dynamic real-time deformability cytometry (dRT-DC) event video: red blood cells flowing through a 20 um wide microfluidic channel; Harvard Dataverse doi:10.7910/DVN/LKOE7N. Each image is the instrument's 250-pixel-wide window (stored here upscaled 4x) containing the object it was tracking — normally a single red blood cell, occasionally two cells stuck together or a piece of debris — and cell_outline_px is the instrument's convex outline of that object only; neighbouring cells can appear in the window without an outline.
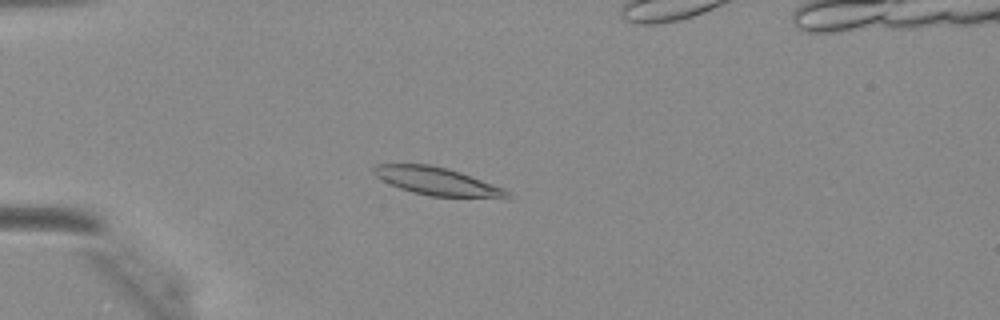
{"species": "Egyptian fruit bat (a non-hibernating species)", "species_latin": "Rousettus aegyptiacus", "temperature_condition": "warm", "stored_images_in_passage": 46, "camera_frame_rate_fps": 3000, "um_per_image_px": 0.085, "animal": {"sex": "female"}, "frame": {"image": 1, "passage_image": 13, "time_ms": 4.0, "image_size_px": [1000, 320], "cell_outline_px": [[512, 196], [504, 200], [428, 196], [412, 192], [400, 188], [376, 176], [372, 172], [372, 168], [376, 164], [428, 164], [460, 172], [504, 188]], "centroid_in_image_um": [37.26, 15.46], "position_along_channel_um": 47.7, "area_um2": 22.08}}
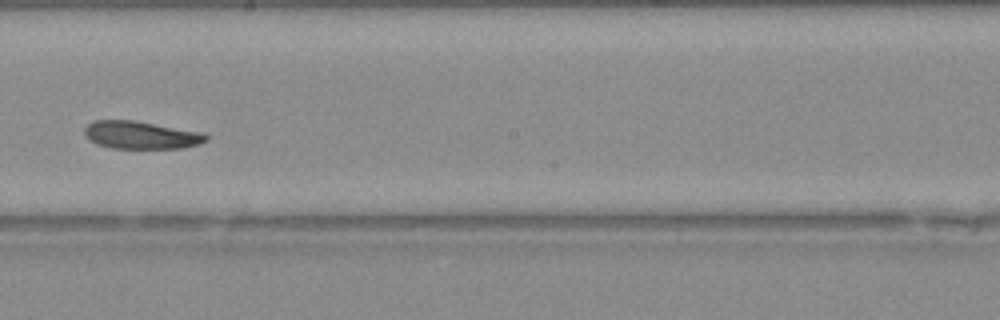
{"frame": {"image": 2, "passage_image": 27, "time_ms": 8.667, "image_size_px": [1000, 320], "cell_outline_px": [[208, 140], [200, 144], [184, 148], [112, 148], [88, 140], [84, 136], [84, 128], [92, 120], [132, 120], [204, 132], [208, 136]], "centroid_in_image_um": [12.0, 11.47], "position_along_channel_um": 236.2, "area_um2": 19.77}}
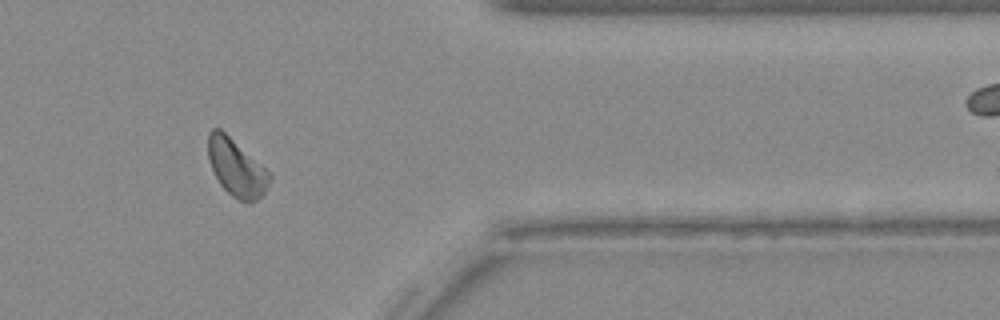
{"frame": {"image": 3, "passage_image": 38, "time_ms": 12.333, "image_size_px": [1000, 320], "cell_outline_px": [[272, 176], [264, 192], [256, 200], [248, 204], [232, 196], [220, 184], [212, 168], [208, 156], [208, 132], [212, 128], [220, 128], [264, 168]], "centroid_in_image_um": [20.07, 14.26], "position_along_channel_um": 391.3, "area_um2": 19.94}}